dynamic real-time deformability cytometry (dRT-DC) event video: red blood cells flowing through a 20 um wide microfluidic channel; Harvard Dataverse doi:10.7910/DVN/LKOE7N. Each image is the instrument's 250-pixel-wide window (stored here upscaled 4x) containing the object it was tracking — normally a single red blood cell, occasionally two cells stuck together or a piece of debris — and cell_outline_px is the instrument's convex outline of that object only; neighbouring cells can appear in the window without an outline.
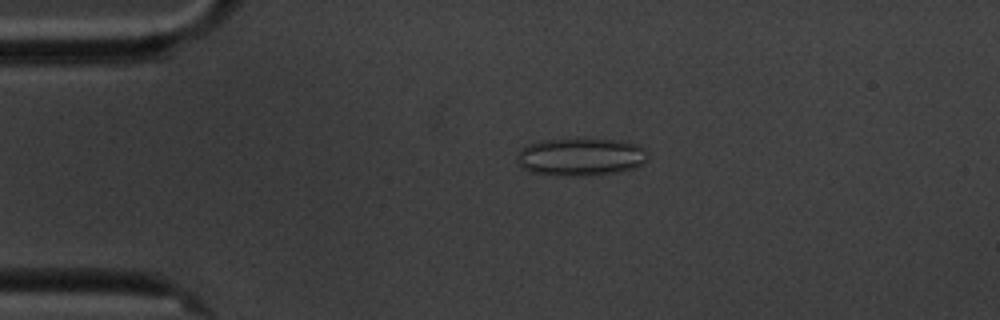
{"species": "common noctule bat (a hibernating species)", "species_latin": "Nyctalus noctula", "temperature_condition": "cold", "stored_images_in_passage": 5, "camera_frame_rate_fps": 3000, "um_per_image_px": 0.085, "animal": {"sex": "male", "body_mass_g": 20.1, "forearm_length_mm": 53.5}, "frame": {"image": 1, "passage_image": 4, "time_ms": 3.333, "image_size_px": [1000, 320], "cell_outline_px": [[648, 160], [632, 168], [616, 172], [584, 176], [556, 176], [532, 172], [516, 164], [516, 160], [520, 148], [528, 144], [540, 140], [616, 140], [636, 144], [644, 148]], "centroid_in_image_um": [49.3, 13.35], "position_along_channel_um": 35.7, "area_um2": 28.55}}